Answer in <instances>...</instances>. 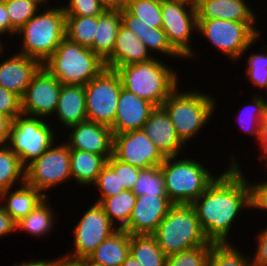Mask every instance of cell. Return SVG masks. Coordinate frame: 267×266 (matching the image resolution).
<instances>
[{
	"mask_svg": "<svg viewBox=\"0 0 267 266\" xmlns=\"http://www.w3.org/2000/svg\"><path fill=\"white\" fill-rule=\"evenodd\" d=\"M229 155V167L218 173L215 181L191 204L206 238L213 244L232 243L229 238L233 224L243 210H250L247 174L234 152Z\"/></svg>",
	"mask_w": 267,
	"mask_h": 266,
	"instance_id": "6da1fadb",
	"label": "cell"
},
{
	"mask_svg": "<svg viewBox=\"0 0 267 266\" xmlns=\"http://www.w3.org/2000/svg\"><path fill=\"white\" fill-rule=\"evenodd\" d=\"M66 14L62 5L41 8L18 31L20 54L38 60L42 65L54 54L66 37Z\"/></svg>",
	"mask_w": 267,
	"mask_h": 266,
	"instance_id": "7a4b0ae2",
	"label": "cell"
},
{
	"mask_svg": "<svg viewBox=\"0 0 267 266\" xmlns=\"http://www.w3.org/2000/svg\"><path fill=\"white\" fill-rule=\"evenodd\" d=\"M189 90L181 91L177 87L161 104L186 145L199 135L217 111L216 97L194 88Z\"/></svg>",
	"mask_w": 267,
	"mask_h": 266,
	"instance_id": "3957f363",
	"label": "cell"
},
{
	"mask_svg": "<svg viewBox=\"0 0 267 266\" xmlns=\"http://www.w3.org/2000/svg\"><path fill=\"white\" fill-rule=\"evenodd\" d=\"M173 69L155 57L147 62L119 66L116 71L123 88L160 107L180 86L178 70Z\"/></svg>",
	"mask_w": 267,
	"mask_h": 266,
	"instance_id": "277c9868",
	"label": "cell"
},
{
	"mask_svg": "<svg viewBox=\"0 0 267 266\" xmlns=\"http://www.w3.org/2000/svg\"><path fill=\"white\" fill-rule=\"evenodd\" d=\"M160 167L173 204H192L218 177L197 157H165Z\"/></svg>",
	"mask_w": 267,
	"mask_h": 266,
	"instance_id": "5b68a950",
	"label": "cell"
},
{
	"mask_svg": "<svg viewBox=\"0 0 267 266\" xmlns=\"http://www.w3.org/2000/svg\"><path fill=\"white\" fill-rule=\"evenodd\" d=\"M153 236L167 257L209 243L191 204H174Z\"/></svg>",
	"mask_w": 267,
	"mask_h": 266,
	"instance_id": "8992f818",
	"label": "cell"
},
{
	"mask_svg": "<svg viewBox=\"0 0 267 266\" xmlns=\"http://www.w3.org/2000/svg\"><path fill=\"white\" fill-rule=\"evenodd\" d=\"M43 66L62 85H87L104 68V61L89 48L65 37Z\"/></svg>",
	"mask_w": 267,
	"mask_h": 266,
	"instance_id": "52a82bcc",
	"label": "cell"
},
{
	"mask_svg": "<svg viewBox=\"0 0 267 266\" xmlns=\"http://www.w3.org/2000/svg\"><path fill=\"white\" fill-rule=\"evenodd\" d=\"M198 21L197 34L210 42L222 55L233 62L241 60L259 37V22H239L222 19H205Z\"/></svg>",
	"mask_w": 267,
	"mask_h": 266,
	"instance_id": "ba28073f",
	"label": "cell"
},
{
	"mask_svg": "<svg viewBox=\"0 0 267 266\" xmlns=\"http://www.w3.org/2000/svg\"><path fill=\"white\" fill-rule=\"evenodd\" d=\"M49 120L23 114L12 120L7 146L25 167L57 142L53 120Z\"/></svg>",
	"mask_w": 267,
	"mask_h": 266,
	"instance_id": "9c48e42d",
	"label": "cell"
},
{
	"mask_svg": "<svg viewBox=\"0 0 267 266\" xmlns=\"http://www.w3.org/2000/svg\"><path fill=\"white\" fill-rule=\"evenodd\" d=\"M70 179V148L63 141L53 143L39 158L25 167V182L47 197L48 191Z\"/></svg>",
	"mask_w": 267,
	"mask_h": 266,
	"instance_id": "30bf717a",
	"label": "cell"
},
{
	"mask_svg": "<svg viewBox=\"0 0 267 266\" xmlns=\"http://www.w3.org/2000/svg\"><path fill=\"white\" fill-rule=\"evenodd\" d=\"M122 87L118 72L106 67L85 85L87 120L111 128Z\"/></svg>",
	"mask_w": 267,
	"mask_h": 266,
	"instance_id": "8fae6325",
	"label": "cell"
},
{
	"mask_svg": "<svg viewBox=\"0 0 267 266\" xmlns=\"http://www.w3.org/2000/svg\"><path fill=\"white\" fill-rule=\"evenodd\" d=\"M162 29L171 46L187 61L196 59L198 51L190 45L198 31L196 9L174 0H161Z\"/></svg>",
	"mask_w": 267,
	"mask_h": 266,
	"instance_id": "7c38bea8",
	"label": "cell"
},
{
	"mask_svg": "<svg viewBox=\"0 0 267 266\" xmlns=\"http://www.w3.org/2000/svg\"><path fill=\"white\" fill-rule=\"evenodd\" d=\"M87 209L71 231L73 251L64 254L67 258L86 260L105 239L118 230L98 203L93 202Z\"/></svg>",
	"mask_w": 267,
	"mask_h": 266,
	"instance_id": "4fadbf2b",
	"label": "cell"
},
{
	"mask_svg": "<svg viewBox=\"0 0 267 266\" xmlns=\"http://www.w3.org/2000/svg\"><path fill=\"white\" fill-rule=\"evenodd\" d=\"M62 84L42 66L21 97L22 114L49 120L55 117Z\"/></svg>",
	"mask_w": 267,
	"mask_h": 266,
	"instance_id": "5bb4252c",
	"label": "cell"
},
{
	"mask_svg": "<svg viewBox=\"0 0 267 266\" xmlns=\"http://www.w3.org/2000/svg\"><path fill=\"white\" fill-rule=\"evenodd\" d=\"M112 155L140 169L160 166L165 159L142 129L113 134Z\"/></svg>",
	"mask_w": 267,
	"mask_h": 266,
	"instance_id": "9a60e30c",
	"label": "cell"
},
{
	"mask_svg": "<svg viewBox=\"0 0 267 266\" xmlns=\"http://www.w3.org/2000/svg\"><path fill=\"white\" fill-rule=\"evenodd\" d=\"M173 205L168 197L137 196L129 222L123 230L130 235H153Z\"/></svg>",
	"mask_w": 267,
	"mask_h": 266,
	"instance_id": "2e32d148",
	"label": "cell"
},
{
	"mask_svg": "<svg viewBox=\"0 0 267 266\" xmlns=\"http://www.w3.org/2000/svg\"><path fill=\"white\" fill-rule=\"evenodd\" d=\"M69 132L66 144L70 149L88 151L103 156H112L113 133L109 126L85 120L66 128Z\"/></svg>",
	"mask_w": 267,
	"mask_h": 266,
	"instance_id": "e0dca14e",
	"label": "cell"
},
{
	"mask_svg": "<svg viewBox=\"0 0 267 266\" xmlns=\"http://www.w3.org/2000/svg\"><path fill=\"white\" fill-rule=\"evenodd\" d=\"M142 130L164 157L183 155L185 147L188 146L179 138L169 116L161 106L151 112Z\"/></svg>",
	"mask_w": 267,
	"mask_h": 266,
	"instance_id": "ac0fdd59",
	"label": "cell"
},
{
	"mask_svg": "<svg viewBox=\"0 0 267 266\" xmlns=\"http://www.w3.org/2000/svg\"><path fill=\"white\" fill-rule=\"evenodd\" d=\"M5 48L0 52V57ZM1 60V58H0ZM43 65L36 59L14 52L0 63V86L22 97L33 76Z\"/></svg>",
	"mask_w": 267,
	"mask_h": 266,
	"instance_id": "d6986e66",
	"label": "cell"
},
{
	"mask_svg": "<svg viewBox=\"0 0 267 266\" xmlns=\"http://www.w3.org/2000/svg\"><path fill=\"white\" fill-rule=\"evenodd\" d=\"M155 108L156 106L153 103L140 98L122 87L114 123L111 127L112 133L116 134L142 129Z\"/></svg>",
	"mask_w": 267,
	"mask_h": 266,
	"instance_id": "ffe728a7",
	"label": "cell"
},
{
	"mask_svg": "<svg viewBox=\"0 0 267 266\" xmlns=\"http://www.w3.org/2000/svg\"><path fill=\"white\" fill-rule=\"evenodd\" d=\"M153 58L137 35L121 24L113 52L104 63L106 68L116 70L119 66L143 63Z\"/></svg>",
	"mask_w": 267,
	"mask_h": 266,
	"instance_id": "44dd1931",
	"label": "cell"
},
{
	"mask_svg": "<svg viewBox=\"0 0 267 266\" xmlns=\"http://www.w3.org/2000/svg\"><path fill=\"white\" fill-rule=\"evenodd\" d=\"M195 9L197 20L258 21V15L255 14L253 11L254 8L246 0H198Z\"/></svg>",
	"mask_w": 267,
	"mask_h": 266,
	"instance_id": "7402d4cb",
	"label": "cell"
},
{
	"mask_svg": "<svg viewBox=\"0 0 267 266\" xmlns=\"http://www.w3.org/2000/svg\"><path fill=\"white\" fill-rule=\"evenodd\" d=\"M54 115L59 125L62 124V128H69L87 120L85 86L62 85Z\"/></svg>",
	"mask_w": 267,
	"mask_h": 266,
	"instance_id": "603a6c76",
	"label": "cell"
},
{
	"mask_svg": "<svg viewBox=\"0 0 267 266\" xmlns=\"http://www.w3.org/2000/svg\"><path fill=\"white\" fill-rule=\"evenodd\" d=\"M47 196L26 182L19 187L10 188L0 192V205L12 217L15 222L26 217Z\"/></svg>",
	"mask_w": 267,
	"mask_h": 266,
	"instance_id": "cb8c5ba5",
	"label": "cell"
},
{
	"mask_svg": "<svg viewBox=\"0 0 267 266\" xmlns=\"http://www.w3.org/2000/svg\"><path fill=\"white\" fill-rule=\"evenodd\" d=\"M130 255V234L118 229L85 260L91 266H121Z\"/></svg>",
	"mask_w": 267,
	"mask_h": 266,
	"instance_id": "d4e9b609",
	"label": "cell"
},
{
	"mask_svg": "<svg viewBox=\"0 0 267 266\" xmlns=\"http://www.w3.org/2000/svg\"><path fill=\"white\" fill-rule=\"evenodd\" d=\"M121 24V11L106 9L98 16V26L96 27L92 51L103 61L113 52Z\"/></svg>",
	"mask_w": 267,
	"mask_h": 266,
	"instance_id": "484cf974",
	"label": "cell"
},
{
	"mask_svg": "<svg viewBox=\"0 0 267 266\" xmlns=\"http://www.w3.org/2000/svg\"><path fill=\"white\" fill-rule=\"evenodd\" d=\"M105 164L106 159L99 154L70 149L71 178L79 186H92Z\"/></svg>",
	"mask_w": 267,
	"mask_h": 266,
	"instance_id": "4316f807",
	"label": "cell"
},
{
	"mask_svg": "<svg viewBox=\"0 0 267 266\" xmlns=\"http://www.w3.org/2000/svg\"><path fill=\"white\" fill-rule=\"evenodd\" d=\"M50 197H47L42 203H40L34 210H32L26 217L21 218L16 222V232H26L28 235L35 237L36 239L48 236L49 233L57 226L56 211L53 210L49 201ZM56 221V222H55ZM56 224V225H54Z\"/></svg>",
	"mask_w": 267,
	"mask_h": 266,
	"instance_id": "83f0119b",
	"label": "cell"
},
{
	"mask_svg": "<svg viewBox=\"0 0 267 266\" xmlns=\"http://www.w3.org/2000/svg\"><path fill=\"white\" fill-rule=\"evenodd\" d=\"M236 119L241 130L253 139L258 144L260 139L261 126L267 119V111L265 104V97L261 94L252 95L251 102L245 107L241 108Z\"/></svg>",
	"mask_w": 267,
	"mask_h": 266,
	"instance_id": "f1b7e54d",
	"label": "cell"
},
{
	"mask_svg": "<svg viewBox=\"0 0 267 266\" xmlns=\"http://www.w3.org/2000/svg\"><path fill=\"white\" fill-rule=\"evenodd\" d=\"M130 254L141 266H165L167 260L153 235H130Z\"/></svg>",
	"mask_w": 267,
	"mask_h": 266,
	"instance_id": "f546056e",
	"label": "cell"
},
{
	"mask_svg": "<svg viewBox=\"0 0 267 266\" xmlns=\"http://www.w3.org/2000/svg\"><path fill=\"white\" fill-rule=\"evenodd\" d=\"M137 196L132 190H123L115 196L103 199L99 205L118 229H123L129 222Z\"/></svg>",
	"mask_w": 267,
	"mask_h": 266,
	"instance_id": "4dcf8cb0",
	"label": "cell"
},
{
	"mask_svg": "<svg viewBox=\"0 0 267 266\" xmlns=\"http://www.w3.org/2000/svg\"><path fill=\"white\" fill-rule=\"evenodd\" d=\"M25 183V166L8 147H0V192Z\"/></svg>",
	"mask_w": 267,
	"mask_h": 266,
	"instance_id": "1f68e13d",
	"label": "cell"
},
{
	"mask_svg": "<svg viewBox=\"0 0 267 266\" xmlns=\"http://www.w3.org/2000/svg\"><path fill=\"white\" fill-rule=\"evenodd\" d=\"M98 16H66V37L92 51Z\"/></svg>",
	"mask_w": 267,
	"mask_h": 266,
	"instance_id": "d6a6232c",
	"label": "cell"
},
{
	"mask_svg": "<svg viewBox=\"0 0 267 266\" xmlns=\"http://www.w3.org/2000/svg\"><path fill=\"white\" fill-rule=\"evenodd\" d=\"M93 186L100 194L99 198L95 201L98 204L103 199L115 196L125 190L123 186H120L119 160L113 155L106 160V164L102 167Z\"/></svg>",
	"mask_w": 267,
	"mask_h": 266,
	"instance_id": "836d02e7",
	"label": "cell"
},
{
	"mask_svg": "<svg viewBox=\"0 0 267 266\" xmlns=\"http://www.w3.org/2000/svg\"><path fill=\"white\" fill-rule=\"evenodd\" d=\"M246 254L235 243L212 244L208 266H253L251 256Z\"/></svg>",
	"mask_w": 267,
	"mask_h": 266,
	"instance_id": "e575fe53",
	"label": "cell"
},
{
	"mask_svg": "<svg viewBox=\"0 0 267 266\" xmlns=\"http://www.w3.org/2000/svg\"><path fill=\"white\" fill-rule=\"evenodd\" d=\"M132 192L136 196L156 195V197H168L166 194L165 178L160 166L142 169L134 184Z\"/></svg>",
	"mask_w": 267,
	"mask_h": 266,
	"instance_id": "d590c367",
	"label": "cell"
},
{
	"mask_svg": "<svg viewBox=\"0 0 267 266\" xmlns=\"http://www.w3.org/2000/svg\"><path fill=\"white\" fill-rule=\"evenodd\" d=\"M264 51L251 52L247 55V62L245 68V77L247 78L253 87L259 90L267 92V45L263 46ZM266 51V52H265Z\"/></svg>",
	"mask_w": 267,
	"mask_h": 266,
	"instance_id": "8d00e7d4",
	"label": "cell"
},
{
	"mask_svg": "<svg viewBox=\"0 0 267 266\" xmlns=\"http://www.w3.org/2000/svg\"><path fill=\"white\" fill-rule=\"evenodd\" d=\"M142 42L146 46L147 50L150 52L151 55L154 52V58L158 57L155 56L158 54H162L163 57H170V58H178L177 60H185L170 44L168 41L167 35L162 28H153L148 27L143 32V40ZM157 52V53H156ZM156 53V54H155Z\"/></svg>",
	"mask_w": 267,
	"mask_h": 266,
	"instance_id": "74e56055",
	"label": "cell"
},
{
	"mask_svg": "<svg viewBox=\"0 0 267 266\" xmlns=\"http://www.w3.org/2000/svg\"><path fill=\"white\" fill-rule=\"evenodd\" d=\"M126 10L149 28H162L161 0H134Z\"/></svg>",
	"mask_w": 267,
	"mask_h": 266,
	"instance_id": "f35d334b",
	"label": "cell"
},
{
	"mask_svg": "<svg viewBox=\"0 0 267 266\" xmlns=\"http://www.w3.org/2000/svg\"><path fill=\"white\" fill-rule=\"evenodd\" d=\"M11 27L17 32L41 7L30 0H3Z\"/></svg>",
	"mask_w": 267,
	"mask_h": 266,
	"instance_id": "ab89813d",
	"label": "cell"
},
{
	"mask_svg": "<svg viewBox=\"0 0 267 266\" xmlns=\"http://www.w3.org/2000/svg\"><path fill=\"white\" fill-rule=\"evenodd\" d=\"M212 242L167 257L165 266H208Z\"/></svg>",
	"mask_w": 267,
	"mask_h": 266,
	"instance_id": "60d3db41",
	"label": "cell"
},
{
	"mask_svg": "<svg viewBox=\"0 0 267 266\" xmlns=\"http://www.w3.org/2000/svg\"><path fill=\"white\" fill-rule=\"evenodd\" d=\"M67 1L66 5H64V3L62 4L61 2L62 8L66 16L97 17L106 10V8L98 0H69L68 2Z\"/></svg>",
	"mask_w": 267,
	"mask_h": 266,
	"instance_id": "b9f144b4",
	"label": "cell"
},
{
	"mask_svg": "<svg viewBox=\"0 0 267 266\" xmlns=\"http://www.w3.org/2000/svg\"><path fill=\"white\" fill-rule=\"evenodd\" d=\"M0 113L12 120L22 114L21 97L0 86Z\"/></svg>",
	"mask_w": 267,
	"mask_h": 266,
	"instance_id": "7bdbcfd3",
	"label": "cell"
},
{
	"mask_svg": "<svg viewBox=\"0 0 267 266\" xmlns=\"http://www.w3.org/2000/svg\"><path fill=\"white\" fill-rule=\"evenodd\" d=\"M247 180L250 188V211L254 209L267 212V179L259 182L253 180L252 183H250L248 177Z\"/></svg>",
	"mask_w": 267,
	"mask_h": 266,
	"instance_id": "ee69618b",
	"label": "cell"
},
{
	"mask_svg": "<svg viewBox=\"0 0 267 266\" xmlns=\"http://www.w3.org/2000/svg\"><path fill=\"white\" fill-rule=\"evenodd\" d=\"M267 227V226H266ZM262 229L256 236V249L251 255L253 266H267V228Z\"/></svg>",
	"mask_w": 267,
	"mask_h": 266,
	"instance_id": "f6af8a7d",
	"label": "cell"
},
{
	"mask_svg": "<svg viewBox=\"0 0 267 266\" xmlns=\"http://www.w3.org/2000/svg\"><path fill=\"white\" fill-rule=\"evenodd\" d=\"M141 170L119 160L120 186H123L126 190H132Z\"/></svg>",
	"mask_w": 267,
	"mask_h": 266,
	"instance_id": "bcb514c9",
	"label": "cell"
},
{
	"mask_svg": "<svg viewBox=\"0 0 267 266\" xmlns=\"http://www.w3.org/2000/svg\"><path fill=\"white\" fill-rule=\"evenodd\" d=\"M122 25L131 30L142 41L143 32L148 29V25L143 23L140 18L131 15L127 10L121 11Z\"/></svg>",
	"mask_w": 267,
	"mask_h": 266,
	"instance_id": "7dc6e473",
	"label": "cell"
},
{
	"mask_svg": "<svg viewBox=\"0 0 267 266\" xmlns=\"http://www.w3.org/2000/svg\"><path fill=\"white\" fill-rule=\"evenodd\" d=\"M14 231L16 232V222L0 205V237L5 238L13 234Z\"/></svg>",
	"mask_w": 267,
	"mask_h": 266,
	"instance_id": "c3c4849f",
	"label": "cell"
},
{
	"mask_svg": "<svg viewBox=\"0 0 267 266\" xmlns=\"http://www.w3.org/2000/svg\"><path fill=\"white\" fill-rule=\"evenodd\" d=\"M4 35H9L8 38H12L17 35V32L11 27L5 2L0 0V37H3Z\"/></svg>",
	"mask_w": 267,
	"mask_h": 266,
	"instance_id": "681fc988",
	"label": "cell"
},
{
	"mask_svg": "<svg viewBox=\"0 0 267 266\" xmlns=\"http://www.w3.org/2000/svg\"><path fill=\"white\" fill-rule=\"evenodd\" d=\"M12 119L0 113V147L7 146Z\"/></svg>",
	"mask_w": 267,
	"mask_h": 266,
	"instance_id": "f907efd6",
	"label": "cell"
},
{
	"mask_svg": "<svg viewBox=\"0 0 267 266\" xmlns=\"http://www.w3.org/2000/svg\"><path fill=\"white\" fill-rule=\"evenodd\" d=\"M258 144L261 156L258 155L257 157L265 161L264 166L265 168H267V119L263 122L261 126L260 139Z\"/></svg>",
	"mask_w": 267,
	"mask_h": 266,
	"instance_id": "816d5d0a",
	"label": "cell"
},
{
	"mask_svg": "<svg viewBox=\"0 0 267 266\" xmlns=\"http://www.w3.org/2000/svg\"><path fill=\"white\" fill-rule=\"evenodd\" d=\"M46 266H84V260H73L61 254L55 259H48Z\"/></svg>",
	"mask_w": 267,
	"mask_h": 266,
	"instance_id": "f5cc1de1",
	"label": "cell"
},
{
	"mask_svg": "<svg viewBox=\"0 0 267 266\" xmlns=\"http://www.w3.org/2000/svg\"><path fill=\"white\" fill-rule=\"evenodd\" d=\"M134 0H111V10H126Z\"/></svg>",
	"mask_w": 267,
	"mask_h": 266,
	"instance_id": "db71d44e",
	"label": "cell"
},
{
	"mask_svg": "<svg viewBox=\"0 0 267 266\" xmlns=\"http://www.w3.org/2000/svg\"><path fill=\"white\" fill-rule=\"evenodd\" d=\"M46 261L47 259H37L35 258V260H30L29 262L22 259V261L20 262H15L12 266H46Z\"/></svg>",
	"mask_w": 267,
	"mask_h": 266,
	"instance_id": "11a10c76",
	"label": "cell"
},
{
	"mask_svg": "<svg viewBox=\"0 0 267 266\" xmlns=\"http://www.w3.org/2000/svg\"><path fill=\"white\" fill-rule=\"evenodd\" d=\"M121 266H141V264L130 254Z\"/></svg>",
	"mask_w": 267,
	"mask_h": 266,
	"instance_id": "9f6ffc18",
	"label": "cell"
},
{
	"mask_svg": "<svg viewBox=\"0 0 267 266\" xmlns=\"http://www.w3.org/2000/svg\"><path fill=\"white\" fill-rule=\"evenodd\" d=\"M174 1L187 4L193 8H196V6L198 4V0H174Z\"/></svg>",
	"mask_w": 267,
	"mask_h": 266,
	"instance_id": "6f0895ef",
	"label": "cell"
},
{
	"mask_svg": "<svg viewBox=\"0 0 267 266\" xmlns=\"http://www.w3.org/2000/svg\"><path fill=\"white\" fill-rule=\"evenodd\" d=\"M37 3L41 8L51 6V0H30ZM49 2V3H48ZM50 4V5H48Z\"/></svg>",
	"mask_w": 267,
	"mask_h": 266,
	"instance_id": "680465c9",
	"label": "cell"
},
{
	"mask_svg": "<svg viewBox=\"0 0 267 266\" xmlns=\"http://www.w3.org/2000/svg\"><path fill=\"white\" fill-rule=\"evenodd\" d=\"M106 9L111 10V0H98Z\"/></svg>",
	"mask_w": 267,
	"mask_h": 266,
	"instance_id": "91938a15",
	"label": "cell"
},
{
	"mask_svg": "<svg viewBox=\"0 0 267 266\" xmlns=\"http://www.w3.org/2000/svg\"><path fill=\"white\" fill-rule=\"evenodd\" d=\"M2 39H4V37L3 38H0V52L4 48V46H5V48L7 47L6 45L3 44L4 42H3Z\"/></svg>",
	"mask_w": 267,
	"mask_h": 266,
	"instance_id": "94428289",
	"label": "cell"
},
{
	"mask_svg": "<svg viewBox=\"0 0 267 266\" xmlns=\"http://www.w3.org/2000/svg\"><path fill=\"white\" fill-rule=\"evenodd\" d=\"M267 95V92H266ZM265 104H266V111H267V98H265Z\"/></svg>",
	"mask_w": 267,
	"mask_h": 266,
	"instance_id": "6125c7cd",
	"label": "cell"
},
{
	"mask_svg": "<svg viewBox=\"0 0 267 266\" xmlns=\"http://www.w3.org/2000/svg\"><path fill=\"white\" fill-rule=\"evenodd\" d=\"M84 266H91L84 260Z\"/></svg>",
	"mask_w": 267,
	"mask_h": 266,
	"instance_id": "be15d7a7",
	"label": "cell"
}]
</instances>
